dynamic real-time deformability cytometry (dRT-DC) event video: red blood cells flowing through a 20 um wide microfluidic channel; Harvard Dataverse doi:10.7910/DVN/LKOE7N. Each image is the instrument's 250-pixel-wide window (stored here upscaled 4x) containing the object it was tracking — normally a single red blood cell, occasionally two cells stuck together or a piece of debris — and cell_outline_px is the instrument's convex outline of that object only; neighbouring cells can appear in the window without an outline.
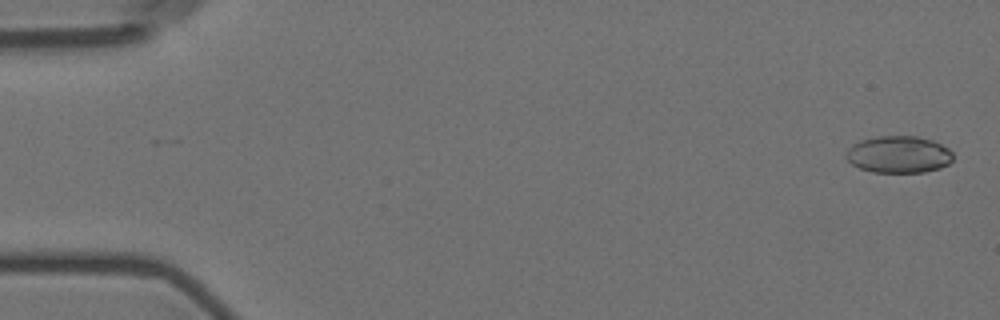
{"species": "Egyptian fruit bat (a non-hibernating species)", "species_latin": "Rousettus aegyptiacus", "temperature_condition": "room temperature", "stored_images_in_passage": 6, "segment_of_instrument_passage": [1, 2], "camera_frame_rate_fps": 3000, "um_per_image_px": 0.085, "animal": {"sex": "female"}, "frame": {"image": 1, "passage_image": 1, "time_ms": 0.0, "image_size_px": [1000, 320], "cell_outline_px": [[952, 160], [948, 164], [940, 168], [924, 172], [872, 172], [860, 168], [852, 164], [844, 156], [848, 148], [852, 144], [860, 140], [876, 136], [916, 136], [932, 140], [948, 148], [952, 152]], "centroid_in_image_um": [76.36, 13.12], "position_along_channel_um": 8.6, "area_um2": 23.12}}
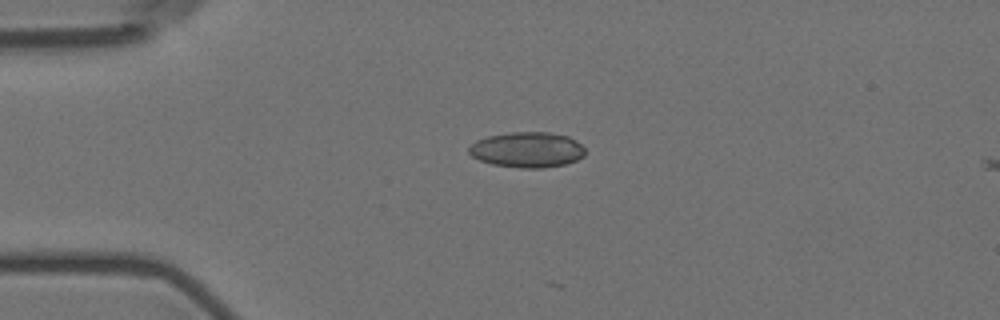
{"frame": {"image": 2, "passage_image": 4, "time_ms": 4.0, "image_size_px": [1000, 320], "cell_outline_px": [[584, 156], [576, 160], [564, 164], [544, 168], [520, 168], [492, 164], [480, 160], [472, 156], [468, 152], [468, 148], [476, 140], [488, 136], [512, 132], [548, 132], [568, 136], [576, 140], [584, 148]], "centroid_in_image_um": [44.8, 12.73], "position_along_channel_um": 40.2, "area_um2": 23.99}}